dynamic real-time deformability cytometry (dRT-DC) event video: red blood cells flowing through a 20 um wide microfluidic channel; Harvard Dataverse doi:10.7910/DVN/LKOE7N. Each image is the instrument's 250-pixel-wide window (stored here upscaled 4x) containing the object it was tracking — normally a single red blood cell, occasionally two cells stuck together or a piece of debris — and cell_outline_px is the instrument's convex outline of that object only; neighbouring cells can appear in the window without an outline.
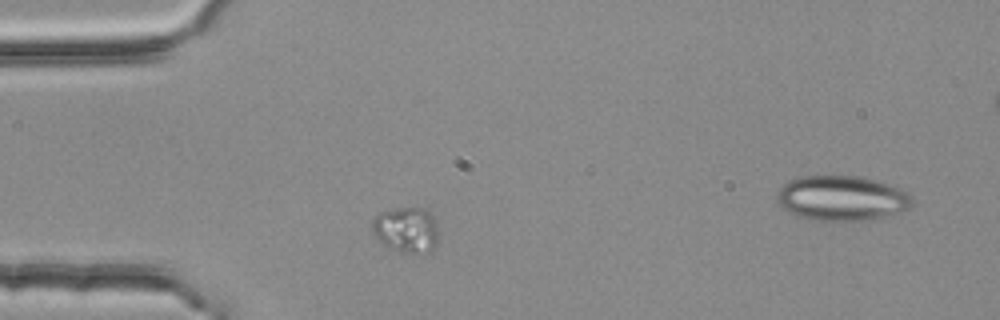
{"species": "common noctule bat (a hibernating species)", "species_latin": "Nyctalus noctula", "temperature_condition": "room temperature", "stored_images_in_passage": 2, "segment_of_instrument_passage": [1, 2], "camera_frame_rate_fps": 3000, "um_per_image_px": 0.085, "animal": {"sex": "female", "body_mass_g": 25.1}, "frame": {"image": 1, "passage_image": 1, "time_ms": 0.0, "image_size_px": [1000, 320], "cell_outline_px": [[436, 244], [428, 252], [400, 252], [384, 244], [372, 232], [372, 220], [380, 212], [396, 208], [424, 208], [432, 216], [436, 224]], "centroid_in_image_um": [34.51, 19.51], "position_along_channel_um": 50.5, "area_um2": 17.17}}